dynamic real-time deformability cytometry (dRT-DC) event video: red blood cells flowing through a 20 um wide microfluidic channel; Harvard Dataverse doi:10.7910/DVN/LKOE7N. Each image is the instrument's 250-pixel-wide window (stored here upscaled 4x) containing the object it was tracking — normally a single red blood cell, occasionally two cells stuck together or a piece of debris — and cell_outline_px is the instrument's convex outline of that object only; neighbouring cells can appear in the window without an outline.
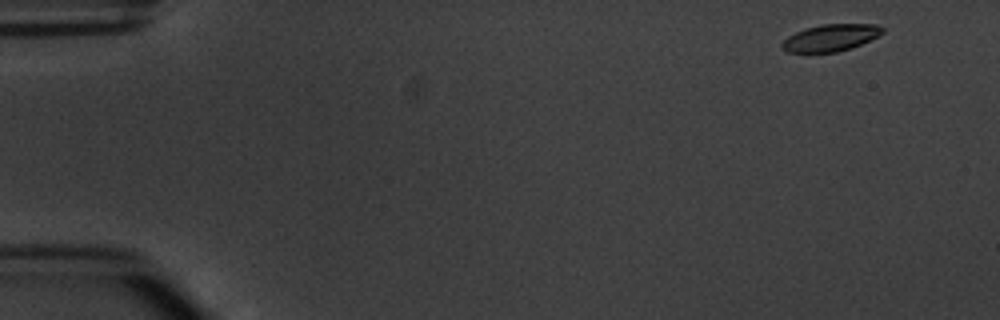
{"species": "common noctule bat (a hibernating species)", "species_latin": "Nyctalus noctula", "temperature_condition": "warm", "stored_images_in_passage": 4, "camera_frame_rate_fps": 3000, "um_per_image_px": 0.085, "animal": {"sex": "male", "body_mass_g": 20.1, "forearm_length_mm": 53.5}, "frame": {"image": 1, "passage_image": 1, "time_ms": 0.0, "image_size_px": [1000, 320], "cell_outline_px": [[884, 32], [860, 44], [836, 52], [788, 52], [780, 44], [788, 36], [804, 28], [824, 24], [880, 24], [884, 28]], "centroid_in_image_um": [70.6, 3.19], "position_along_channel_um": 14.4, "area_um2": 15.49}}